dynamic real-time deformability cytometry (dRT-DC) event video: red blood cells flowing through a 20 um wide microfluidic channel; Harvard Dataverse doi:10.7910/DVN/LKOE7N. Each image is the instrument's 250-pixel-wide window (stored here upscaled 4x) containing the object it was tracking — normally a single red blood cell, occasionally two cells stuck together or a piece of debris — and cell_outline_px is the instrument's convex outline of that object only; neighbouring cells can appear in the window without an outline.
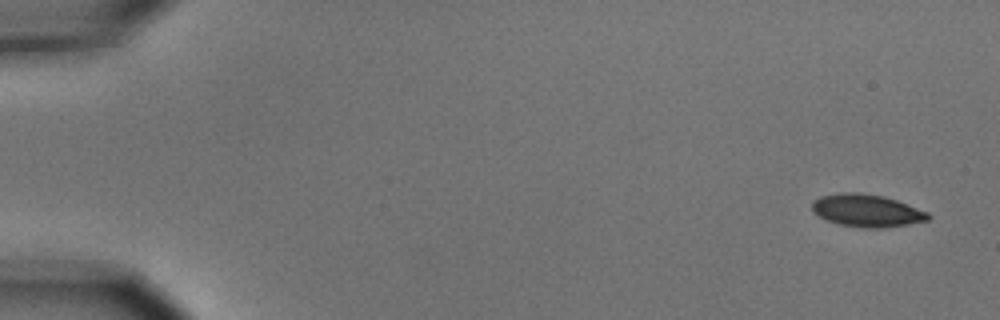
{"species": "common noctule bat (a hibernating species)", "species_latin": "Nyctalus noctula", "temperature_condition": "cold", "stored_images_in_passage": 5, "camera_frame_rate_fps": 3000, "um_per_image_px": 0.085, "animal": {"sex": "male", "body_mass_g": 15.6}, "frame": {"image": 1, "passage_image": 1, "time_ms": 0.0, "image_size_px": [1000, 320], "cell_outline_px": [[932, 216], [928, 220], [908, 224], [884, 228], [864, 228], [840, 224], [828, 220], [812, 212], [812, 200], [820, 196], [840, 192], [860, 192], [884, 196], [896, 200], [928, 212]], "centroid_in_image_um": [73.67, 17.89], "position_along_channel_um": 11.3, "area_um2": 22.08}}
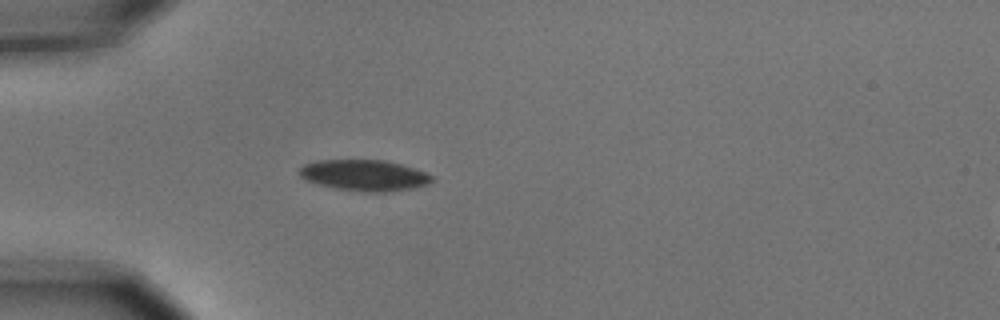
{"frame": {"image": 2, "passage_image": 5, "time_ms": 1.333, "image_size_px": [1000, 320], "cell_outline_px": [[432, 180], [428, 184], [412, 188], [384, 192], [368, 192], [336, 188], [320, 184], [308, 180], [300, 176], [300, 168], [304, 164], [316, 160], [384, 160], [400, 164], [424, 172], [432, 176]], "centroid_in_image_um": [30.96, 14.89], "position_along_channel_um": 54.0, "area_um2": 23.52}}